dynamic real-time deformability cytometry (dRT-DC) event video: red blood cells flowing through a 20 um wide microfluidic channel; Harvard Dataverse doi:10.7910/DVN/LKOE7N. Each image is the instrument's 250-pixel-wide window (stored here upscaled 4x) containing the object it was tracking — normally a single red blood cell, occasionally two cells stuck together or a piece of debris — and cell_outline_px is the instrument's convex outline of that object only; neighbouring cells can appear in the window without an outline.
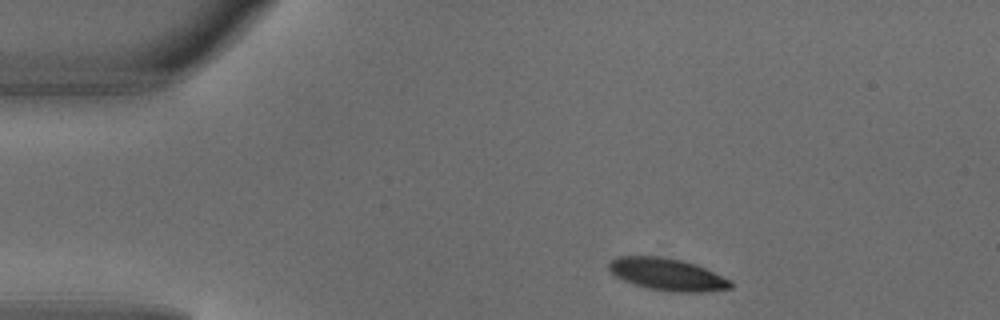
{"species": "common noctule bat (a hibernating species)", "species_latin": "Nyctalus noctula", "temperature_condition": "warm", "stored_images_in_passage": 3, "camera_frame_rate_fps": 3000, "um_per_image_px": 0.085, "animal": {"sex": "male", "body_mass_g": 18.8}, "frame": {"image": 1, "passage_image": 1, "time_ms": 0.0, "image_size_px": [1000, 320], "cell_outline_px": [[732, 288], [704, 292], [672, 292], [648, 288], [624, 280], [616, 276], [608, 268], [608, 264], [612, 260], [620, 256], [660, 256], [680, 260], [696, 264], [732, 280]], "centroid_in_image_um": [56.76, 23.32], "position_along_channel_um": 28.2, "area_um2": 22.72}}
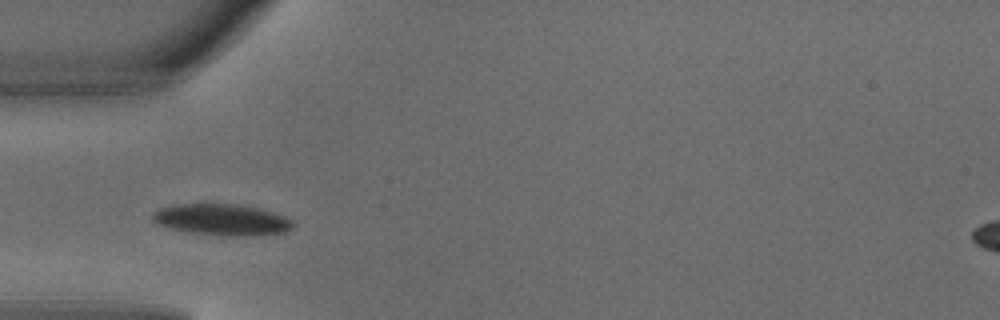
{"frame": {"image": 2, "passage_image": 3, "time_ms": 0.667, "image_size_px": [1000, 320], "cell_outline_px": [[296, 224], [292, 228], [284, 232], [260, 236], [220, 236], [188, 232], [168, 228], [156, 224], [152, 220], [152, 212], [160, 208], [176, 204], [204, 200], [208, 200], [236, 204], [260, 208], [284, 216], [292, 220]], "centroid_in_image_um": [18.81, 18.64], "position_along_channel_um": 66.2, "area_um2": 26.99}}